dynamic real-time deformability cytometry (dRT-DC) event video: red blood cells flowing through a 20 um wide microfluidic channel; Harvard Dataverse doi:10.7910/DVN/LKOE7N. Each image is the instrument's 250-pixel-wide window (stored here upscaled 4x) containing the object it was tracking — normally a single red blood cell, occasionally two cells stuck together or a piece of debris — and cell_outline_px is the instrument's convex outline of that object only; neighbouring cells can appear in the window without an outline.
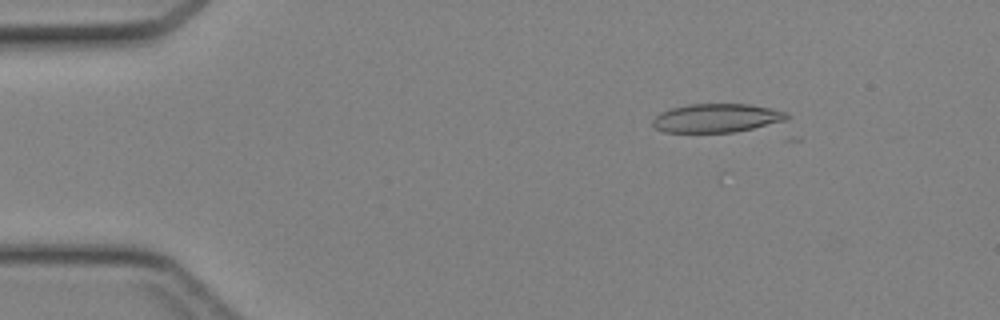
{"species": "Egyptian fruit bat (a non-hibernating species)", "species_latin": "Rousettus aegyptiacus", "temperature_condition": "cold", "stored_images_in_passage": 17, "camera_frame_rate_fps": 3000, "um_per_image_px": 0.085, "animal": {"sex": "female"}, "frame": {"image": 1, "passage_image": 7, "time_ms": 2.0, "image_size_px": [1000, 320], "cell_outline_px": [[788, 116], [784, 120], [752, 128], [732, 132], [664, 132], [656, 128], [652, 124], [652, 120], [660, 112], [672, 108], [688, 104], [748, 104], [788, 112]], "centroid_in_image_um": [60.86, 10.03], "position_along_channel_um": 24.1, "area_um2": 22.08}}
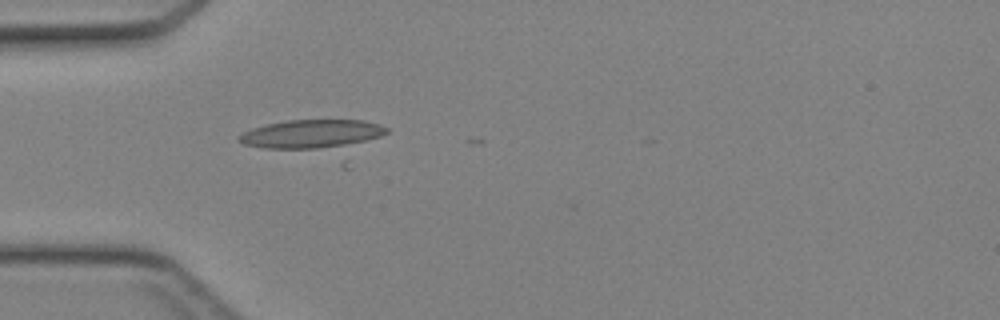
{"frame": {"image": 2, "passage_image": 14, "time_ms": 4.333, "image_size_px": [1000, 320], "cell_outline_px": [[388, 132], [380, 136], [336, 148], [264, 148], [244, 144], [236, 140], [236, 136], [252, 128], [268, 124], [288, 120], [364, 120], [380, 124], [388, 128]], "centroid_in_image_um": [26.47, 11.38], "position_along_channel_um": 58.5, "area_um2": 24.45}}